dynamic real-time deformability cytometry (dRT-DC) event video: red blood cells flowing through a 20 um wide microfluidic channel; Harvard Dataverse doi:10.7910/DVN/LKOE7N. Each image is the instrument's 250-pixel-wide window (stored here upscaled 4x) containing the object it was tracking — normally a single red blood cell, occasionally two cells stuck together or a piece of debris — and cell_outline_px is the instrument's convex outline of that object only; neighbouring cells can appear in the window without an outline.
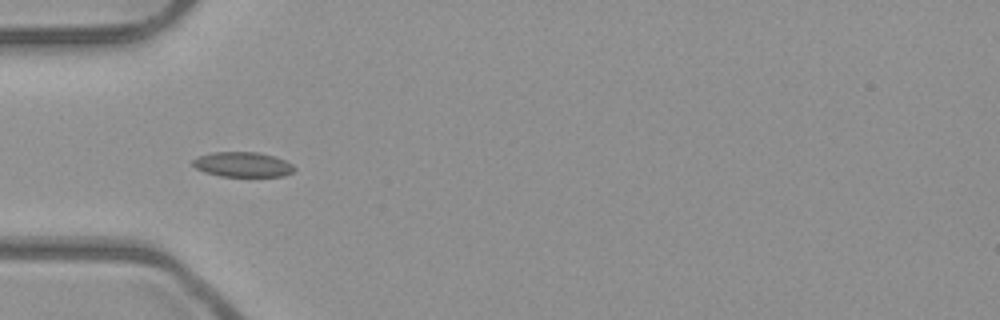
{"species": "common noctule bat (a hibernating species)", "species_latin": "Nyctalus noctula", "temperature_condition": "room temperature", "stored_images_in_passage": 8, "camera_frame_rate_fps": 3000, "um_per_image_px": 0.085, "animal": {"sex": "male", "body_mass_g": 23.1, "forearm_length_mm": 52.7}, "frame": {"image": 1, "passage_image": 5, "time_ms": 1.333, "image_size_px": [1000, 320], "cell_outline_px": [[296, 168], [292, 172], [284, 176], [220, 176], [204, 172], [196, 168], [192, 164], [192, 160], [196, 156], [212, 152], [256, 152], [272, 156], [284, 160], [292, 164]], "centroid_in_image_um": [20.59, 13.98], "position_along_channel_um": 64.4, "area_um2": 14.74}}
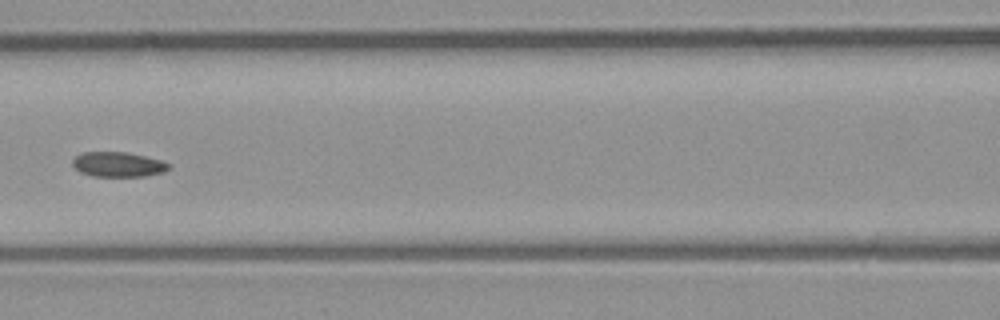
{"frame": {"image": 2, "passage_image": 7, "time_ms": 2.0, "image_size_px": [1000, 320], "cell_outline_px": [[172, 164], [164, 172], [144, 176], [92, 176], [80, 172], [72, 164], [72, 160], [76, 156], [84, 152], [128, 152], [160, 160]], "centroid_in_image_um": [10.04, 13.97], "position_along_channel_um": 156.6, "area_um2": 13.87}}
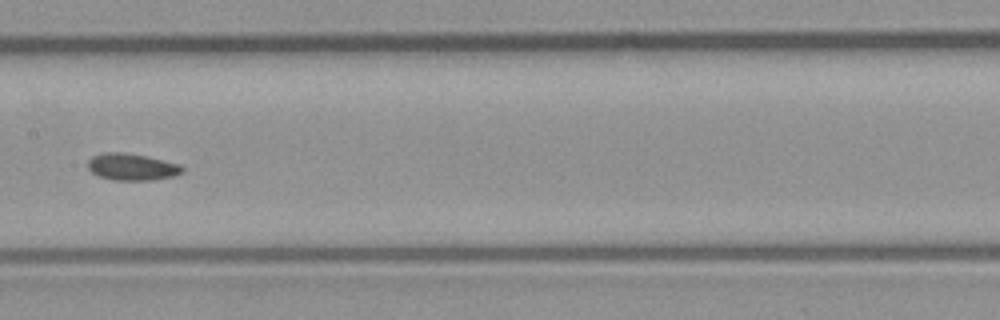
{"frame": {"image": 3, "passage_image": 8, "time_ms": 2.333, "image_size_px": [1000, 320], "cell_outline_px": [[184, 172], [176, 176], [152, 180], [112, 180], [100, 176], [92, 172], [88, 168], [88, 160], [92, 156], [100, 152], [124, 152], [148, 156], [180, 164], [184, 168]], "centroid_in_image_um": [11.23, 14.18], "position_along_channel_um": 196.2, "area_um2": 15.03}}